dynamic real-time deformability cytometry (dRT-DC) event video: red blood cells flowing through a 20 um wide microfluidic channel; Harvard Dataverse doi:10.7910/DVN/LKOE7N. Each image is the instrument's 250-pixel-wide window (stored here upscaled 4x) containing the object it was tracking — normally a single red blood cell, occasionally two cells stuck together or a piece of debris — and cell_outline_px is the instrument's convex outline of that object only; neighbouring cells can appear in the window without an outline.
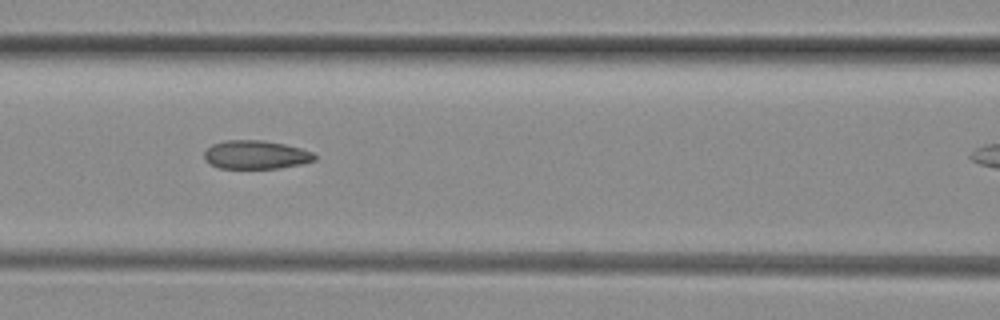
{"species": "common noctule bat (a hibernating species)", "species_latin": "Nyctalus noctula", "temperature_condition": "room temperature", "stored_images_in_passage": 6, "camera_frame_rate_fps": 3000, "um_per_image_px": 0.085, "animal": {"sex": "female", "body_mass_g": 29.2, "forearm_length_mm": 56.3}, "frame": {"image": 1, "passage_image": 5, "time_ms": 1.333, "image_size_px": [1000, 320], "cell_outline_px": [[316, 160], [300, 164], [280, 168], [220, 168], [204, 160], [204, 152], [212, 144], [224, 140], [264, 140], [284, 144], [300, 148], [312, 152], [316, 156]], "centroid_in_image_um": [21.74, 13.15], "position_along_channel_um": 144.9, "area_um2": 18.32}}